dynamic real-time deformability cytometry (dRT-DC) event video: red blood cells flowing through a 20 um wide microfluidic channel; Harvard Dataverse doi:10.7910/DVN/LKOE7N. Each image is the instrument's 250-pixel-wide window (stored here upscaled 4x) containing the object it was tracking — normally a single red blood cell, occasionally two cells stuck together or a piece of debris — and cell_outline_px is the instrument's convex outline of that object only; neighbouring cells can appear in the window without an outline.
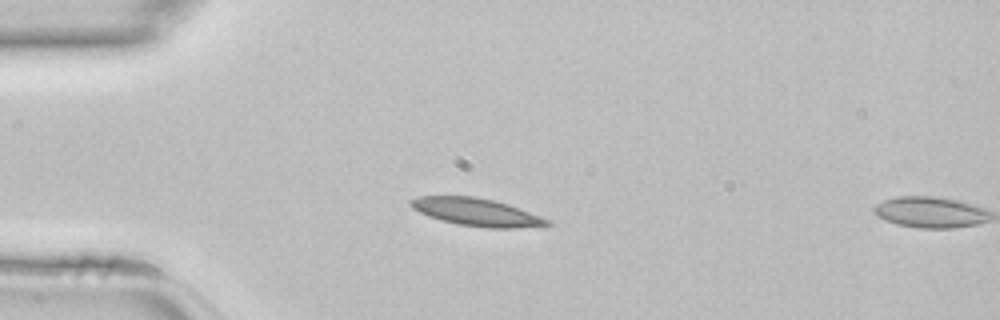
{"species": "common noctule bat (a hibernating species)", "species_latin": "Nyctalus noctula", "temperature_condition": "room temperature", "stored_images_in_passage": 2, "camera_frame_rate_fps": 3000, "um_per_image_px": 0.085, "animal": {"sex": "female", "body_mass_g": 22.7, "forearm_length_mm": 54.2}, "frame": {"image": 1, "passage_image": 1, "time_ms": 0.0, "image_size_px": [1000, 320], "cell_outline_px": [[552, 224], [516, 228], [488, 228], [456, 224], [440, 220], [428, 216], [412, 208], [408, 204], [408, 200], [420, 196], [476, 196], [508, 204], [540, 216], [548, 220]], "centroid_in_image_um": [40.44, 18.02], "position_along_channel_um": 44.6, "area_um2": 21.91}}